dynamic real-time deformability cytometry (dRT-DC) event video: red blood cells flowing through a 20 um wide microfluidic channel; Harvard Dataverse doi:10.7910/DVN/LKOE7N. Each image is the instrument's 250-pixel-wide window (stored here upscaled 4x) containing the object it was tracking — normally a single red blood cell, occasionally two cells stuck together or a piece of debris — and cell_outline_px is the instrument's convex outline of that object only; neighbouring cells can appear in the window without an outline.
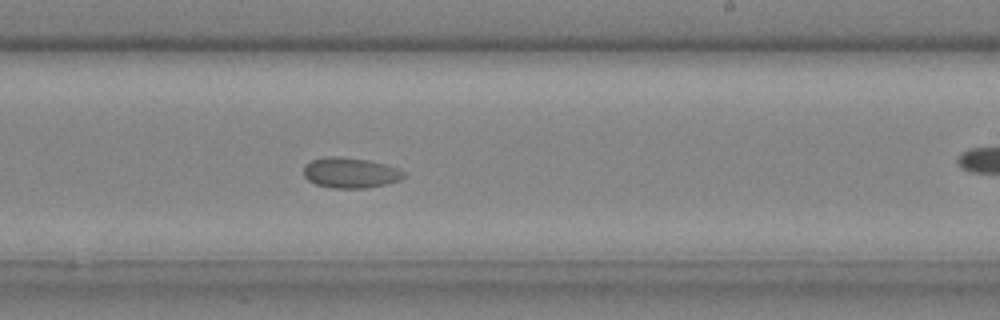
{"species": "common noctule bat (a hibernating species)", "species_latin": "Nyctalus noctula", "temperature_condition": "cold", "stored_images_in_passage": 29, "camera_frame_rate_fps": 3000, "um_per_image_px": 0.085, "animal": {"sex": "male", "body_mass_g": 20.4}, "frame": {"image": 1, "passage_image": 21, "time_ms": 6.667, "image_size_px": [1000, 320], "cell_outline_px": [[404, 176], [400, 180], [384, 184], [364, 188], [332, 188], [316, 184], [308, 180], [304, 176], [304, 164], [312, 160], [324, 156], [340, 156], [368, 160], [400, 168], [404, 172]], "centroid_in_image_um": [29.75, 14.67], "position_along_channel_um": 259.2, "area_um2": 17.8}}